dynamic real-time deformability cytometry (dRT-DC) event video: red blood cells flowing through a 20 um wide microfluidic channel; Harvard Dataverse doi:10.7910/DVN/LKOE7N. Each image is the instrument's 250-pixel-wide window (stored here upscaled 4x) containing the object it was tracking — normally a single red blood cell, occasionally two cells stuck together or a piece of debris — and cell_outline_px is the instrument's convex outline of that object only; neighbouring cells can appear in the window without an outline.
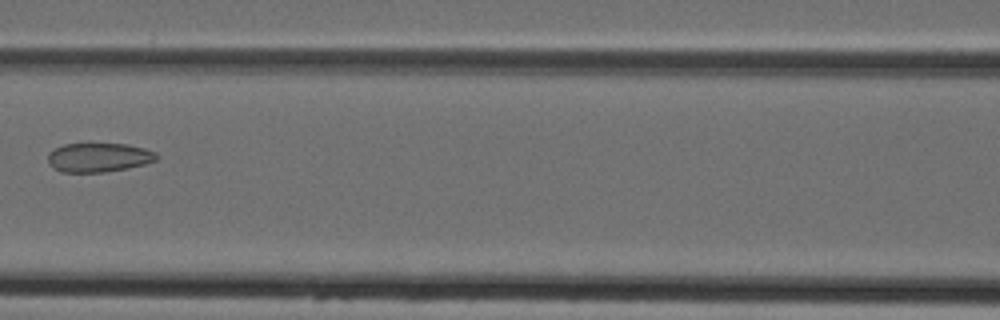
{"species": "Egyptian fruit bat (a non-hibernating species)", "species_latin": "Rousettus aegyptiacus", "temperature_condition": "cold", "stored_images_in_passage": 5, "camera_frame_rate_fps": 3000, "um_per_image_px": 0.085, "animal": {"sex": "female"}, "frame": {"image": 1, "passage_image": 5, "time_ms": 5.0, "image_size_px": [1000, 320], "cell_outline_px": [[160, 156], [156, 160], [144, 164], [128, 168], [104, 172], [60, 172], [52, 168], [48, 164], [48, 152], [64, 144], [128, 144], [144, 148], [156, 152]], "centroid_in_image_um": [8.38, 13.39], "position_along_channel_um": 158.2, "area_um2": 18.55}}